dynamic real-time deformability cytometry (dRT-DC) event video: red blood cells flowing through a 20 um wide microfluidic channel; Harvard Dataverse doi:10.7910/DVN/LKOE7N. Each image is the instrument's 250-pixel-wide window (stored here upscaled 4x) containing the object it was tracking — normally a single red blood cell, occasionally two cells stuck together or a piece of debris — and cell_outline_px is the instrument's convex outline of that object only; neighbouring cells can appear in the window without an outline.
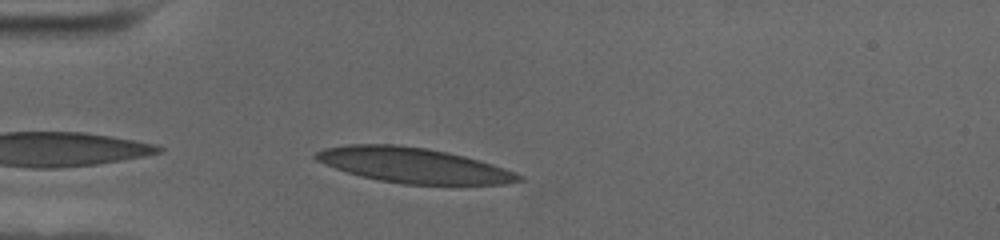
{"species": "human", "species_latin": "Homo sapiens", "temperature_condition": "cold", "stored_images_in_passage": 37, "camera_frame_rate_fps": 3000, "um_per_image_px": 0.085, "donor": {"sex": "female"}, "frame": {"image": 1, "passage_image": 2, "time_ms": 0.333, "image_size_px": [1000, 240], "cell_outline_px": [[524, 180], [504, 184], [400, 184], [360, 176], [324, 164], [316, 160], [312, 156], [316, 152], [324, 148], [348, 144], [396, 144], [424, 148], [448, 152], [480, 160], [516, 172], [524, 176]], "centroid_in_image_um": [35.14, 14.04], "position_along_channel_um": 49.9, "area_um2": 41.5}}
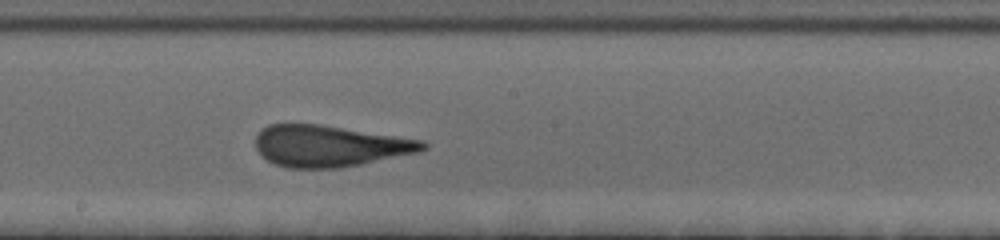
{"frame": {"image": 2, "passage_image": 18, "time_ms": 5.667, "image_size_px": [1000, 240], "cell_outline_px": [[428, 148], [420, 152], [340, 168], [288, 168], [276, 164], [268, 160], [256, 148], [256, 136], [260, 128], [268, 124], [320, 124], [424, 140], [428, 144]], "centroid_in_image_um": [28.04, 12.4], "position_along_channel_um": 220.2, "area_um2": 40.4}}
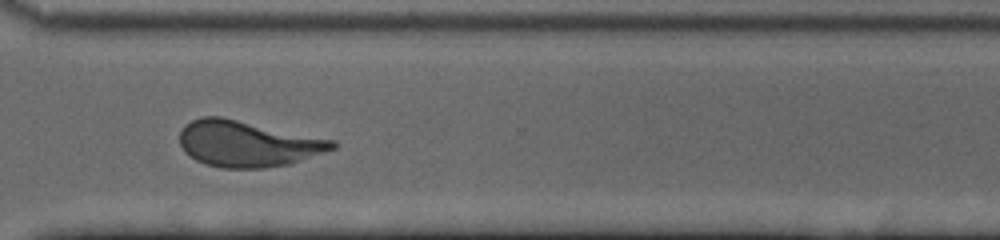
{"frame": {"image": 3, "passage_image": 29, "time_ms": 9.333, "image_size_px": [1000, 240], "cell_outline_px": [[336, 148], [288, 164], [264, 168], [224, 168], [208, 164], [196, 160], [184, 152], [180, 144], [180, 132], [184, 124], [200, 116], [220, 116], [336, 140]], "centroid_in_image_um": [21.02, 12.2], "position_along_channel_um": 349.6, "area_um2": 40.86}, "authors_computed_cell_mechanics": {"area_um2": 40.5178, "velocity_mm_per_s": 3.5234, "shape_relaxation_time_tau1_ms": 9.9909, "shape_relaxation_time_tau2_ms": 1.1942, "deformation_change_tau1": 0.2686, "deformation_change_tau2": 0.0906}}